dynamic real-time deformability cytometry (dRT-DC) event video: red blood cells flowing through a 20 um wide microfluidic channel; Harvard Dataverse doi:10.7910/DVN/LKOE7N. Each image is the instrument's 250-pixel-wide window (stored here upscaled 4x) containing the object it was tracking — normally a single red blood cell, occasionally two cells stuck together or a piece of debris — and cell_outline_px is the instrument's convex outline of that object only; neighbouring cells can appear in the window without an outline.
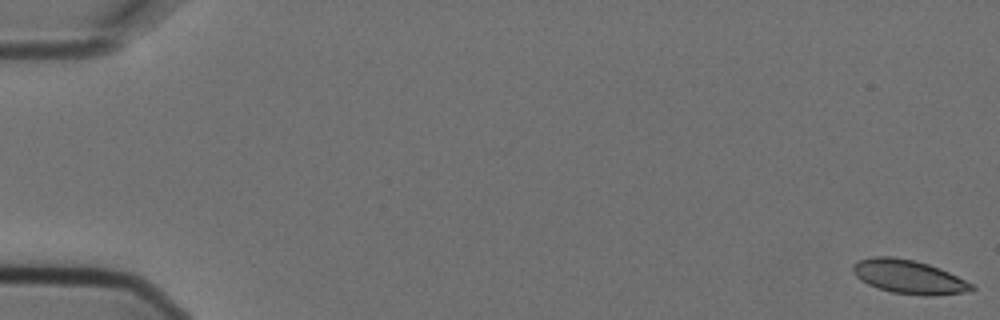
{"species": "Egyptian fruit bat (a non-hibernating species)", "species_latin": "Rousettus aegyptiacus", "temperature_condition": "cold", "stored_images_in_passage": 5, "camera_frame_rate_fps": 3000, "um_per_image_px": 0.085, "animal": {"sex": "female"}, "frame": {"image": 1, "passage_image": 1, "time_ms": 0.0, "image_size_px": [1000, 320], "cell_outline_px": [[976, 288], [964, 292], [932, 296], [924, 296], [892, 292], [868, 284], [860, 280], [852, 272], [852, 264], [856, 260], [872, 256], [892, 256], [912, 260], [928, 264], [940, 268], [972, 284]], "centroid_in_image_um": [77.19, 23.52], "position_along_channel_um": 7.8, "area_um2": 23.29}}
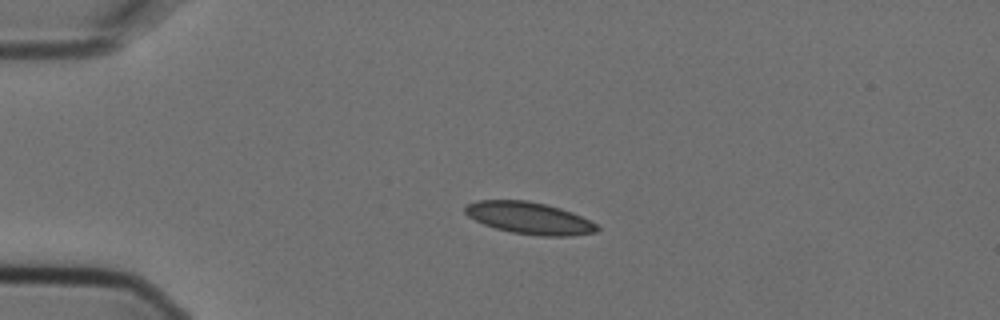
{"frame": {"image": 2, "passage_image": 4, "time_ms": 1.0, "image_size_px": [1000, 320], "cell_outline_px": [[600, 228], [596, 232], [572, 236], [540, 236], [512, 232], [496, 228], [484, 224], [468, 216], [464, 212], [464, 208], [468, 204], [476, 200], [528, 200], [560, 208], [572, 212], [596, 224]], "centroid_in_image_um": [44.99, 18.53], "position_along_channel_um": 40.0, "area_um2": 24.45}}